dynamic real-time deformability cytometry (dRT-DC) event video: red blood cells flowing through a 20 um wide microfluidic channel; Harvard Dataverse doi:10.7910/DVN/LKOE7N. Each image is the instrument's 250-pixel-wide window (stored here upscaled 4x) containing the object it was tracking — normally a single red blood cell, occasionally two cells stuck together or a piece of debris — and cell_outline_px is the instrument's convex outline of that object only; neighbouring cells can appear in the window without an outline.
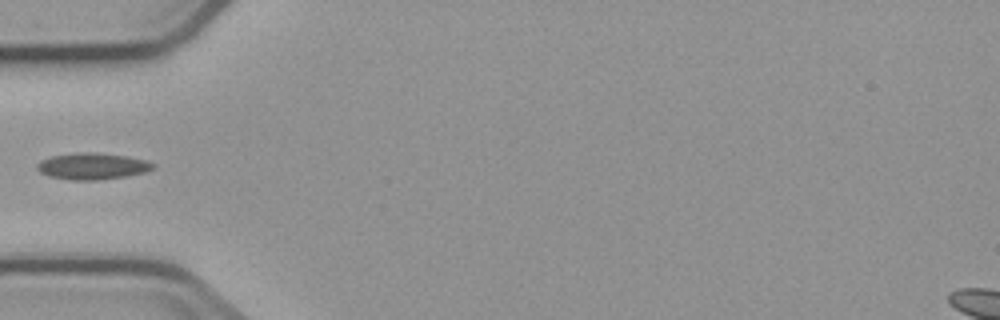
{"species": "common noctule bat (a hibernating species)", "species_latin": "Nyctalus noctula", "temperature_condition": "cold", "stored_images_in_passage": 5, "camera_frame_rate_fps": 3000, "um_per_image_px": 0.085, "animal": {"sex": "male", "body_mass_g": 23.1, "forearm_length_mm": 52.7}, "frame": {"image": 1, "passage_image": 4, "time_ms": 3.667, "image_size_px": [1000, 320], "cell_outline_px": [[156, 168], [144, 172], [124, 176], [96, 180], [72, 180], [48, 176], [40, 172], [36, 168], [36, 164], [40, 160], [52, 156], [80, 152], [88, 152], [124, 156], [144, 160], [156, 164]], "centroid_in_image_um": [7.81, 14.13], "position_along_channel_um": 77.2, "area_um2": 17.69}}
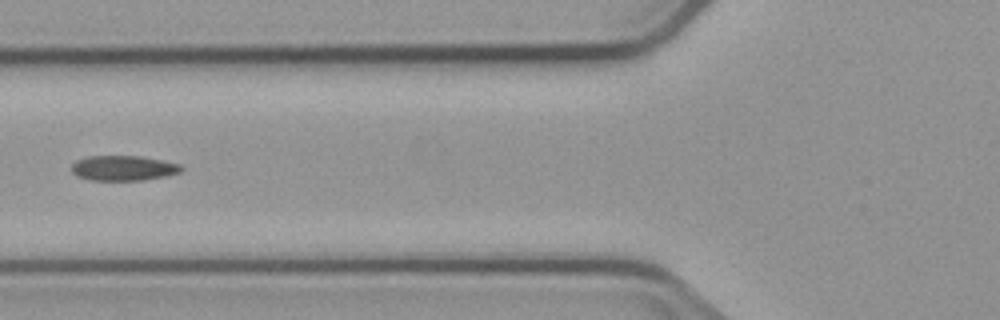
{"frame": {"image": 2, "passage_image": 5, "time_ms": 4.667, "image_size_px": [1000, 320], "cell_outline_px": [[184, 168], [180, 172], [168, 176], [144, 180], [92, 180], [76, 176], [72, 172], [72, 164], [76, 160], [88, 156], [140, 156], [180, 164]], "centroid_in_image_um": [10.49, 14.29], "position_along_channel_um": 115.3, "area_um2": 16.07}}